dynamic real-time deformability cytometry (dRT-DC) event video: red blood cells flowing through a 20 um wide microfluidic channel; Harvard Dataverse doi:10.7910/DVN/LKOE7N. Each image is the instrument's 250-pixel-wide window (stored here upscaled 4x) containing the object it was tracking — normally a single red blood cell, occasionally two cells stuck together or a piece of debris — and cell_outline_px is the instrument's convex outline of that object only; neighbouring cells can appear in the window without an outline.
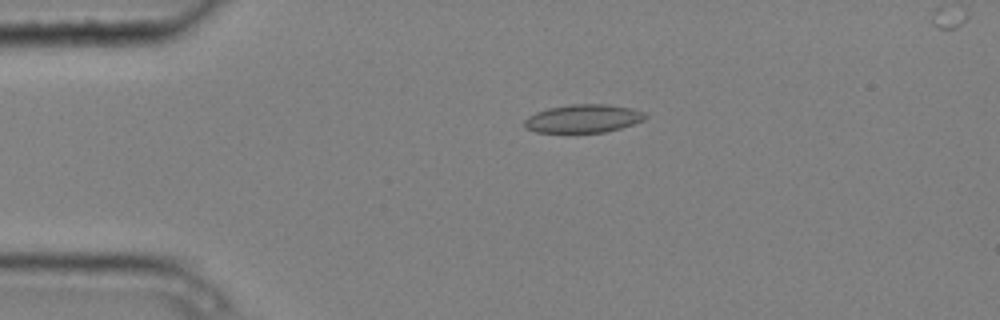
{"species": "common noctule bat (a hibernating species)", "species_latin": "Nyctalus noctula", "temperature_condition": "cold", "stored_images_in_passage": 6, "camera_frame_rate_fps": 3000, "um_per_image_px": 0.085, "animal": {"sex": "male", "body_mass_g": 20.4}, "frame": {"image": 1, "passage_image": 4, "time_ms": 1.0, "image_size_px": [1000, 320], "cell_outline_px": [[648, 116], [644, 120], [620, 128], [604, 132], [536, 132], [524, 128], [524, 120], [528, 116], [536, 112], [548, 108], [572, 104], [608, 104], [632, 108], [644, 112]], "centroid_in_image_um": [49.57, 10.07], "position_along_channel_um": 35.4, "area_um2": 19.88}}